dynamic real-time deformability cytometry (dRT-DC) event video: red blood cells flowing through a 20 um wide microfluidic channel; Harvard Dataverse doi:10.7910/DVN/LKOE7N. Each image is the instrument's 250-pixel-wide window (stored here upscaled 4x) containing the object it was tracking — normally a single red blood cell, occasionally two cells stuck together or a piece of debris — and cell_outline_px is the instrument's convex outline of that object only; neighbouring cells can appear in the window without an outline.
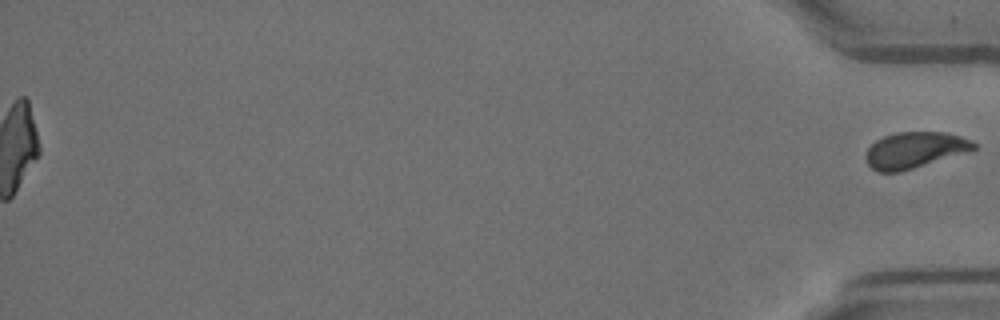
{"species": "Egyptian fruit bat (a non-hibernating species)", "species_latin": "Rousettus aegyptiacus", "temperature_condition": "room temperature", "stored_images_in_passage": 45, "segment_of_instrument_passage": [2, 2], "camera_frame_rate_fps": 3000, "um_per_image_px": 0.085, "animal": {"sex": "female"}, "frame": {"image": 1, "passage_image": 45, "time_ms": 14.667, "image_size_px": [1000, 320], "cell_outline_px": [[976, 148], [900, 172], [876, 172], [868, 164], [868, 148], [876, 140], [884, 136], [896, 132], [944, 132], [960, 136], [972, 140], [976, 144]], "centroid_in_image_um": [77.73, 12.74], "position_along_channel_um": 357.5, "area_um2": 22.14}}